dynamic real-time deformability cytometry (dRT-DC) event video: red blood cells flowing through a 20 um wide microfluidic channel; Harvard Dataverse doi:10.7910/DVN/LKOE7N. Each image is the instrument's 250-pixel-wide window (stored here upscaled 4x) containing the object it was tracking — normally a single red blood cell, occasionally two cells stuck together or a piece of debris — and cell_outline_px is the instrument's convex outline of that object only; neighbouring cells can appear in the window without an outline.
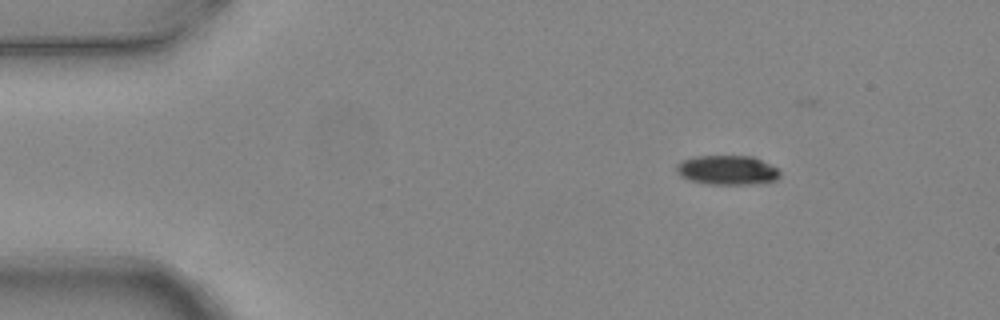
{"species": "common noctule bat (a hibernating species)", "species_latin": "Nyctalus noctula", "temperature_condition": "warm", "stored_images_in_passage": 3, "camera_frame_rate_fps": 3000, "um_per_image_px": 0.085, "animal": {"sex": "female", "body_mass_g": 24.6, "forearm_length_mm": 56.2}, "frame": {"image": 1, "passage_image": 1, "time_ms": 0.0, "image_size_px": [1000, 320], "cell_outline_px": [[780, 176], [776, 180], [756, 184], [704, 184], [688, 180], [680, 176], [676, 172], [676, 164], [680, 160], [696, 156], [752, 156], [776, 168], [780, 172]], "centroid_in_image_um": [61.76, 14.47], "position_along_channel_um": 23.2, "area_um2": 17.86}}